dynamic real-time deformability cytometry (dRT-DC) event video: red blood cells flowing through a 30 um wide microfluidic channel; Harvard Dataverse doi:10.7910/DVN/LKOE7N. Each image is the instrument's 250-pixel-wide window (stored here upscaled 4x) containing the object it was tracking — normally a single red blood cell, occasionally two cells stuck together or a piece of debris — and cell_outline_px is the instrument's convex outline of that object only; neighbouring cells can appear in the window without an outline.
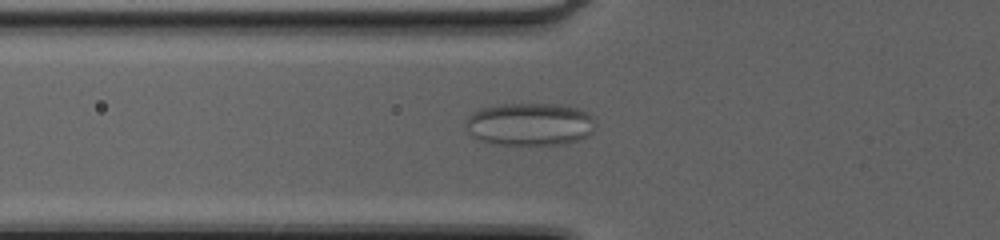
{"species": "common noctule bat (a hibernating species)", "species_latin": "Nyctalus noctula", "temperature_condition": "cold", "stored_images_in_passage": 39, "camera_frame_rate_fps": 3000, "um_per_image_px": 0.085, "animal": {"sex": "female", "body_mass_g": 20.0, "forearm_length_mm": 54.0}, "frame": {"image": 1, "passage_image": 7, "time_ms": 2.0, "image_size_px": [1000, 240], "cell_outline_px": [[596, 124], [592, 132], [588, 136], [564, 144], [492, 144], [480, 140], [472, 136], [468, 132], [464, 124], [468, 116], [480, 108], [500, 104], [560, 104], [576, 108], [584, 112]], "centroid_in_image_um": [44.98, 10.56], "position_along_channel_um": 80.8, "area_um2": 32.19}}
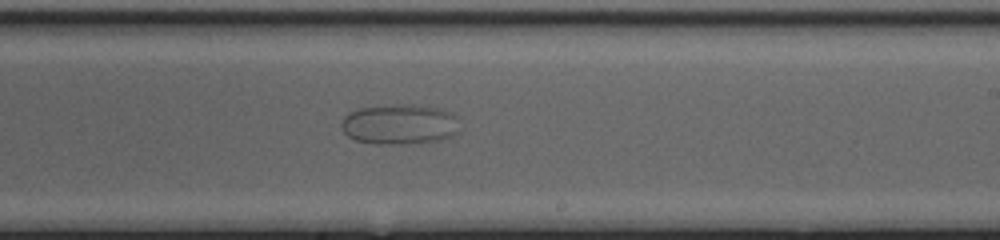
{"frame": {"image": 2, "passage_image": 20, "time_ms": 6.333, "image_size_px": [1000, 240], "cell_outline_px": [[456, 116], [452, 136], [440, 140], [400, 144], [376, 144], [356, 140], [348, 136], [344, 132], [340, 124], [344, 116], [348, 112], [356, 108], [396, 104], [416, 104], [440, 108]], "centroid_in_image_um": [33.86, 10.54], "position_along_channel_um": 255.1, "area_um2": 27.57}}
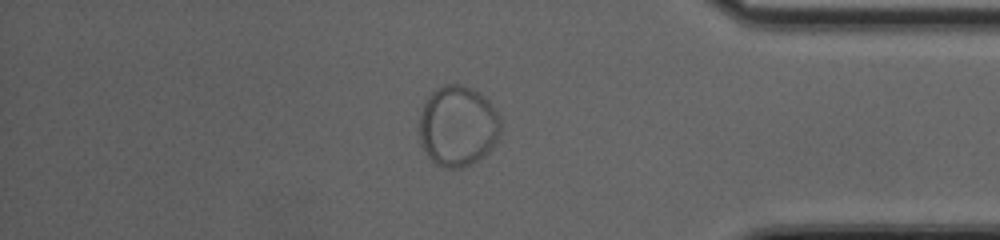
{"frame": {"image": 3, "passage_image": 32, "time_ms": 10.333, "image_size_px": [1000, 240], "cell_outline_px": [[500, 136], [492, 148], [484, 156], [472, 164], [460, 168], [444, 168], [436, 164], [428, 156], [420, 144], [420, 112], [428, 96], [432, 92], [444, 84], [460, 84], [472, 88], [480, 92], [492, 104], [500, 116]], "centroid_in_image_um": [38.93, 10.72], "position_along_channel_um": 396.3, "area_um2": 38.61}}